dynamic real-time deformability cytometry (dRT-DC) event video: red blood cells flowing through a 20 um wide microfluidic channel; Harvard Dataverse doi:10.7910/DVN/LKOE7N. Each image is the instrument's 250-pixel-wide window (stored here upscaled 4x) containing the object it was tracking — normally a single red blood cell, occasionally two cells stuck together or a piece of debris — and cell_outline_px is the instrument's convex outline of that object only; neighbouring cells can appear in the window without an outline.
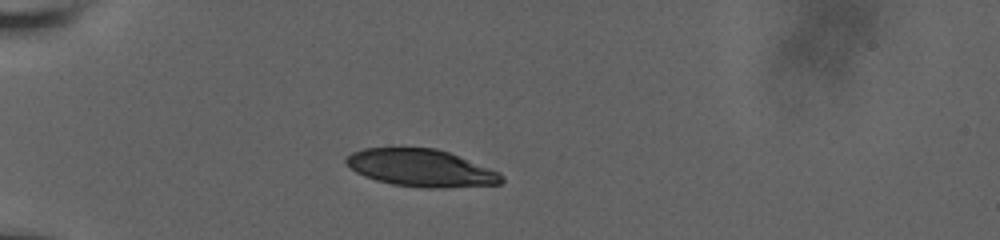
{"species": "human", "species_latin": "Homo sapiens", "temperature_condition": "room temperature", "stored_images_in_passage": 39, "camera_frame_rate_fps": 3000, "um_per_image_px": 0.085, "donor": {"sex": "male"}, "frame": {"image": 1, "passage_image": 1, "time_ms": 0.0, "image_size_px": [1000, 240], "cell_outline_px": [[504, 180], [500, 184], [444, 188], [424, 188], [392, 184], [376, 180], [364, 176], [356, 172], [344, 164], [344, 160], [352, 152], [364, 148], [436, 148], [448, 152], [500, 172], [504, 176]], "centroid_in_image_um": [35.78, 14.29], "position_along_channel_um": 49.2, "area_um2": 33.87}}
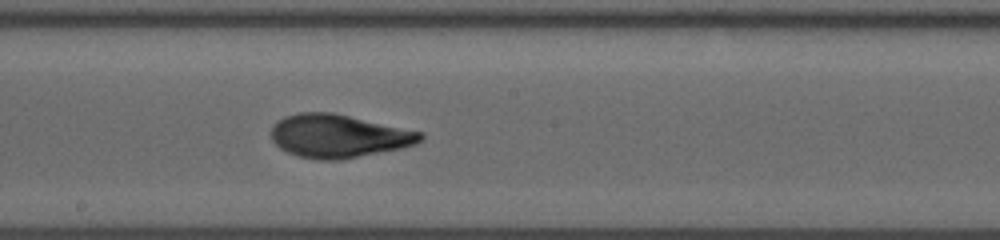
{"frame": {"image": 2, "passage_image": 16, "time_ms": 5.333, "image_size_px": [1000, 240], "cell_outline_px": [[424, 140], [416, 144], [400, 148], [340, 160], [316, 160], [296, 156], [280, 148], [272, 140], [272, 128], [284, 116], [300, 112], [332, 112], [424, 132]], "centroid_in_image_um": [28.8, 11.56], "position_along_channel_um": 219.4, "area_um2": 37.57}}
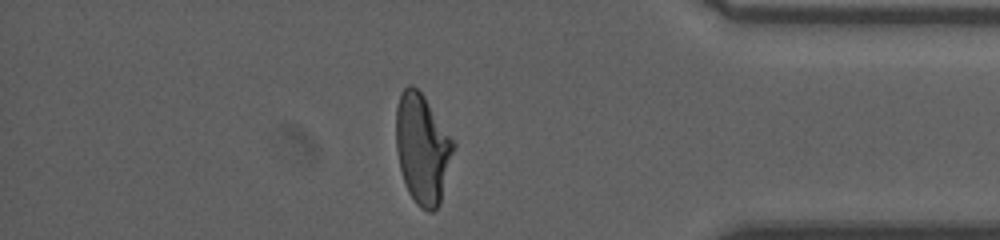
{"frame": {"image": 3, "passage_image": 32, "time_ms": 10.667, "image_size_px": [1000, 240], "cell_outline_px": [[456, 144], [440, 204], [432, 212], [428, 212], [420, 208], [416, 204], [408, 192], [400, 168], [396, 148], [396, 108], [400, 92], [408, 84], [412, 84], [424, 96]], "centroid_in_image_um": [35.9, 12.65], "position_along_channel_um": 399.3, "area_um2": 36.82}, "authors_computed_cell_mechanics": {"area_um2": 37.0498, "velocity_mm_per_s": 3.7856, "shape_relaxation_time_tau1_ms": 7.4818, "shape_relaxation_time_tau2_ms": 1.0635, "deformation_change_tau1": 0.2383, "deformation_change_tau2": 0.0601}}